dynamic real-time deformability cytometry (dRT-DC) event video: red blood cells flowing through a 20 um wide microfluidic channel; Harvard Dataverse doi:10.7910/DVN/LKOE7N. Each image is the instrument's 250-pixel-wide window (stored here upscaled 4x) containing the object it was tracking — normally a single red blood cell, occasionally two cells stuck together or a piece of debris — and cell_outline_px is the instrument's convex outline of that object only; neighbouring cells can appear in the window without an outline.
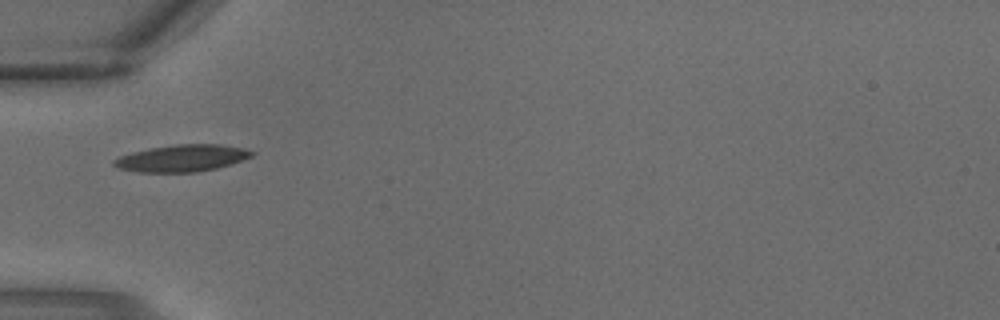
{"species": "common noctule bat (a hibernating species)", "species_latin": "Nyctalus noctula", "temperature_condition": "warm", "stored_images_in_passage": 1, "camera_frame_rate_fps": 3000, "um_per_image_px": 0.085, "animal": {"sex": "male", "body_mass_g": 18.8}, "frame": {"image": 1, "passage_image": 1, "time_ms": 0.0, "image_size_px": [1000, 320], "cell_outline_px": [[256, 152], [252, 156], [216, 168], [196, 172], [140, 172], [116, 168], [112, 164], [112, 160], [120, 156], [132, 152], [148, 148], [176, 144], [220, 144], [244, 148]], "centroid_in_image_um": [15.42, 13.44], "position_along_channel_um": 69.6, "area_um2": 21.56}}